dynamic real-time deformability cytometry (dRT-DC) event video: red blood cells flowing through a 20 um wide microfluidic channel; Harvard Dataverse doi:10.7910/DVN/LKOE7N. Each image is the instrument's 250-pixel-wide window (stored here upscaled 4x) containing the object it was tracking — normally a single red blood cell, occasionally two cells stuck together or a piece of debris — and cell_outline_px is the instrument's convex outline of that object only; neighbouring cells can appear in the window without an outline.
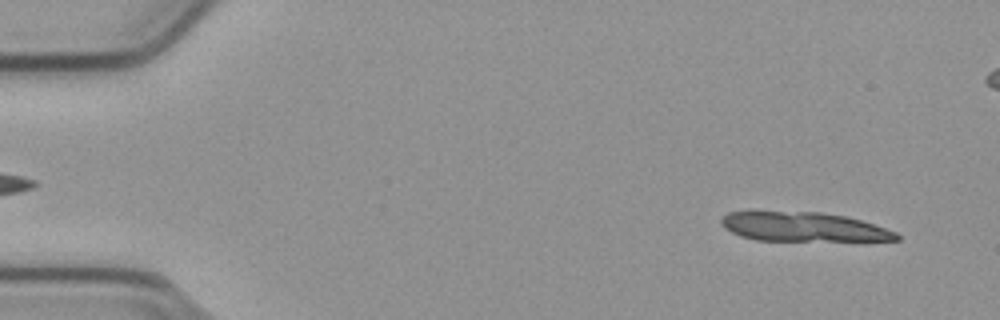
{"species": "common noctule bat (a hibernating species)", "species_latin": "Nyctalus noctula", "temperature_condition": "cold", "stored_images_in_passage": 13, "camera_frame_rate_fps": 3000, "um_per_image_px": 0.085, "animal": {"sex": "male", "body_mass_g": 23.1, "forearm_length_mm": 52.7}, "frame": {"image": 1, "passage_image": 3, "time_ms": 0.667, "image_size_px": [1000, 320], "cell_outline_px": [[900, 240], [756, 240], [740, 236], [724, 228], [720, 224], [720, 220], [728, 212], [820, 212], [848, 216], [896, 232], [900, 236]], "centroid_in_image_um": [68.26, 19.28], "position_along_channel_um": 16.7, "area_um2": 29.42}}